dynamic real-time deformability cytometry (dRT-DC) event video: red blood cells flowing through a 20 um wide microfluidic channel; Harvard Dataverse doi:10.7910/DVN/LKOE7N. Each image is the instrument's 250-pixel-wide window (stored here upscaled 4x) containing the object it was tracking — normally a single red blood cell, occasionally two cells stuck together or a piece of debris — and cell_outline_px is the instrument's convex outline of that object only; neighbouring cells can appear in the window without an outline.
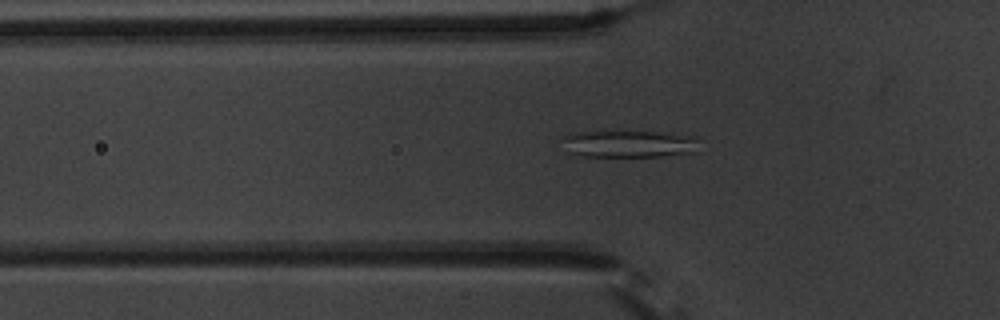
{"species": "common noctule bat (a hibernating species)", "species_latin": "Nyctalus noctula", "temperature_condition": "warm", "stored_images_in_passage": 57, "camera_frame_rate_fps": 3000, "um_per_image_px": 0.085, "animal": {"sex": "male", "body_mass_g": 20.1, "forearm_length_mm": 53.5}, "frame": {"image": 1, "passage_image": 20, "time_ms": 6.333, "image_size_px": [1000, 320], "cell_outline_px": [[700, 152], [660, 156], [580, 156], [564, 152], [560, 140], [564, 136], [572, 132], [600, 128], [604, 128], [672, 132], [696, 136]], "centroid_in_image_um": [53.38, 12.16], "position_along_channel_um": 72.4, "area_um2": 23.7}}
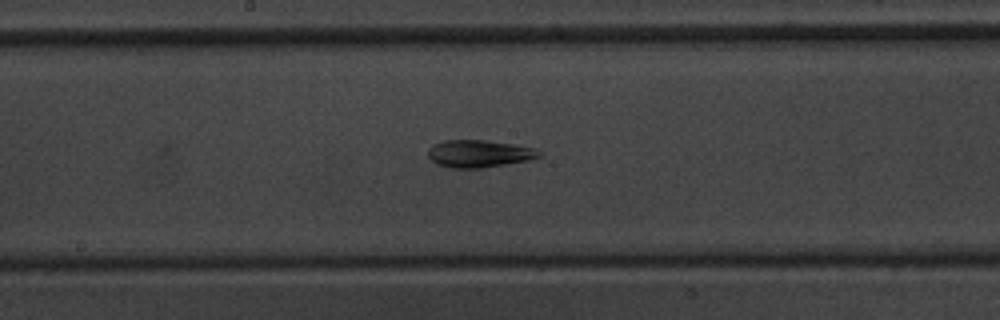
{"frame": {"image": 2, "passage_image": 31, "time_ms": 10.0, "image_size_px": [1000, 320], "cell_outline_px": [[544, 156], [528, 160], [480, 168], [452, 168], [436, 164], [428, 156], [428, 148], [432, 144], [444, 140], [484, 140], [512, 144], [532, 148], [544, 152]], "centroid_in_image_um": [40.71, 13.06], "position_along_channel_um": 207.5, "area_um2": 17.74}}
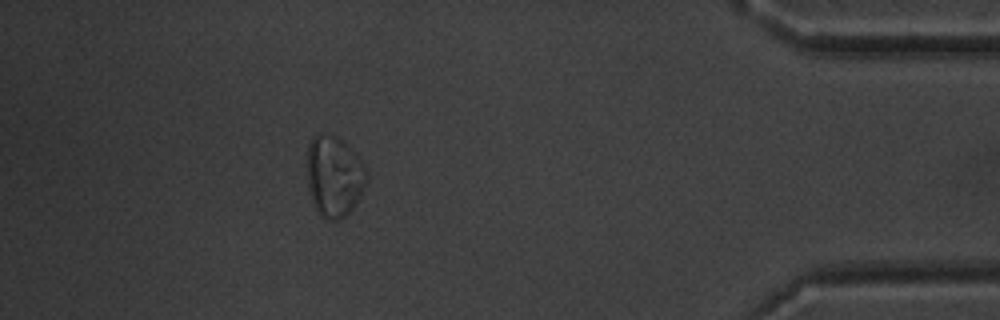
{"frame": {"image": 3, "passage_image": 51, "time_ms": 16.667, "image_size_px": [1000, 320], "cell_outline_px": [[368, 176], [352, 208], [340, 220], [328, 220], [320, 216], [316, 212], [312, 204], [308, 188], [304, 164], [308, 144], [312, 136], [316, 132], [324, 132], [336, 136], [344, 140], [360, 160], [368, 172]], "centroid_in_image_um": [28.31, 14.93], "position_along_channel_um": 406.9, "area_um2": 28.84}, "authors_computed_cell_mechanics": {"area_um2": 25.5476, "velocity_mm_per_s": 3.6585, "shape_relaxation_time_tau1_ms": 10.9746, "shape_relaxation_time_tau2_ms": 3.0955, "deformation_change_tau1": 0.2093, "deformation_change_tau2": 0.0943}}